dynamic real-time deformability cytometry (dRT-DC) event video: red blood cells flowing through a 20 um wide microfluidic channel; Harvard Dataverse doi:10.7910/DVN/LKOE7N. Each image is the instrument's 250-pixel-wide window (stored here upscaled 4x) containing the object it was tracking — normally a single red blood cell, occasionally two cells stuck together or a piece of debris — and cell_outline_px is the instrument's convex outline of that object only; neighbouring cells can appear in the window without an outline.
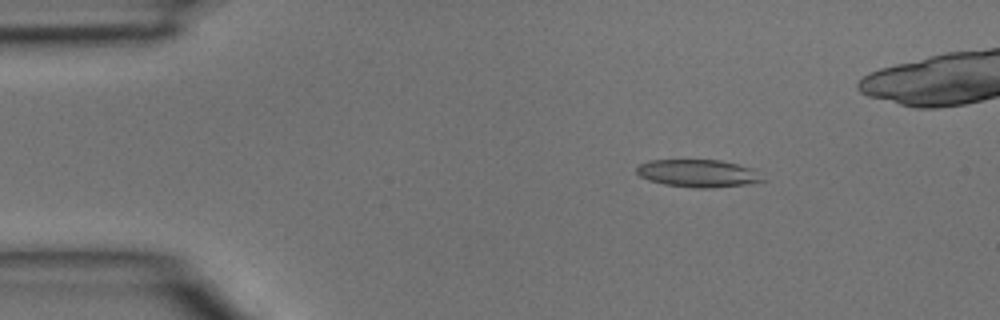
{"species": "common noctule bat (a hibernating species)", "species_latin": "Nyctalus noctula", "temperature_condition": "room temperature", "stored_images_in_passage": 5, "camera_frame_rate_fps": 3000, "um_per_image_px": 0.085, "animal": {"sex": "male", "body_mass_g": 15.6}, "frame": {"image": 1, "passage_image": 2, "time_ms": 0.333, "image_size_px": [1000, 320], "cell_outline_px": [[768, 180], [744, 184], [708, 188], [696, 188], [664, 184], [648, 180], [640, 176], [636, 172], [636, 168], [640, 164], [648, 160], [720, 160], [752, 168]], "centroid_in_image_um": [59.32, 14.73], "position_along_channel_um": 25.7, "area_um2": 20.17}}